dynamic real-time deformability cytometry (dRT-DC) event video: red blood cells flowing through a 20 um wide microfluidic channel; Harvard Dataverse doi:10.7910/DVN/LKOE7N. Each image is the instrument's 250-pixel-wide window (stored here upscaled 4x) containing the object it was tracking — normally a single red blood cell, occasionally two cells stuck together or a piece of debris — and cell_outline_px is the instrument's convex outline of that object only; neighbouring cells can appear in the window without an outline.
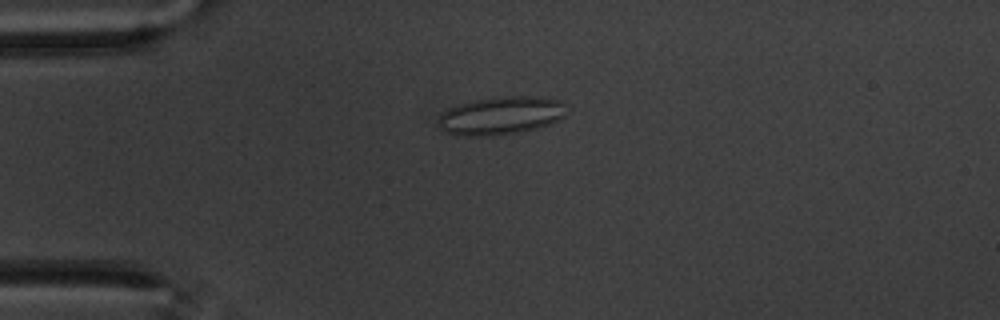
{"species": "common noctule bat (a hibernating species)", "species_latin": "Nyctalus noctula", "temperature_condition": "warm", "stored_images_in_passage": 59, "camera_frame_rate_fps": 3000, "um_per_image_px": 0.085, "animal": {"sex": "male", "body_mass_g": 20.1, "forearm_length_mm": 53.5}, "frame": {"image": 1, "passage_image": 15, "time_ms": 4.667, "image_size_px": [1000, 320], "cell_outline_px": [[564, 116], [548, 124], [536, 128], [516, 132], [492, 136], [456, 136], [440, 128], [436, 124], [436, 120], [440, 112], [448, 108], [460, 104], [476, 100], [500, 96], [540, 96], [560, 100], [564, 104]], "centroid_in_image_um": [42.5, 9.82], "position_along_channel_um": 42.5, "area_um2": 28.55}}
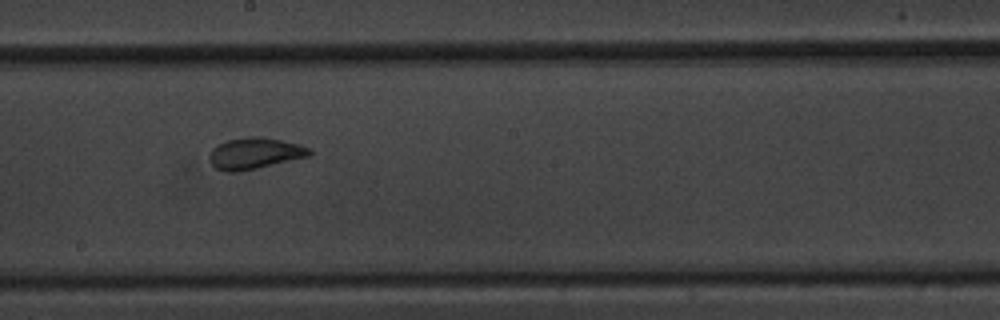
{"frame": {"image": 2, "passage_image": 33, "time_ms": 10.667, "image_size_px": [1000, 320], "cell_outline_px": [[312, 156], [240, 172], [224, 172], [216, 168], [212, 164], [208, 156], [212, 148], [228, 140], [248, 136], [260, 136], [300, 144], [308, 148], [312, 152]], "centroid_in_image_um": [21.67, 13.05], "position_along_channel_um": 226.5, "area_um2": 18.44}}
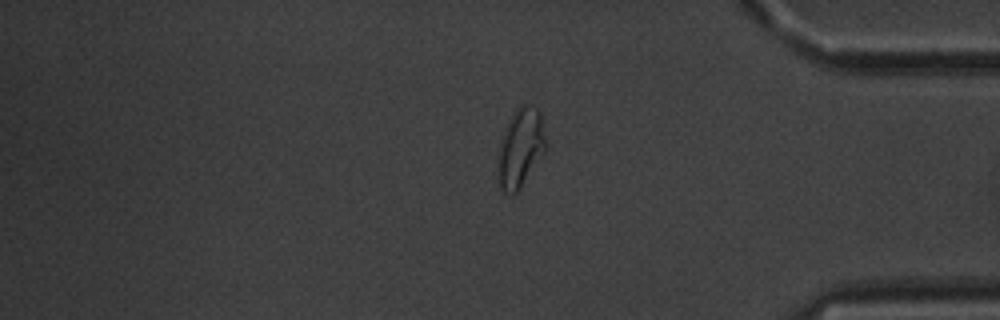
{"frame": {"image": 3, "passage_image": 49, "time_ms": 16.0, "image_size_px": [1000, 320], "cell_outline_px": [[548, 148], [520, 188], [512, 196], [508, 196], [500, 188], [500, 140], [504, 128], [508, 120], [516, 108], [520, 104], [528, 104], [536, 108], [540, 112], [548, 144]], "centroid_in_image_um": [44.29, 12.53], "position_along_channel_um": 390.9, "area_um2": 22.02}, "authors_computed_cell_mechanics": {"area_um2": 22.0218, "velocity_mm_per_s": 3.4604, "shape_relaxation_time_tau1_ms": null, "shape_relaxation_time_tau2_ms": 0.8886, "deformation_change_tau1": null, "deformation_change_tau2": 0.0763}}